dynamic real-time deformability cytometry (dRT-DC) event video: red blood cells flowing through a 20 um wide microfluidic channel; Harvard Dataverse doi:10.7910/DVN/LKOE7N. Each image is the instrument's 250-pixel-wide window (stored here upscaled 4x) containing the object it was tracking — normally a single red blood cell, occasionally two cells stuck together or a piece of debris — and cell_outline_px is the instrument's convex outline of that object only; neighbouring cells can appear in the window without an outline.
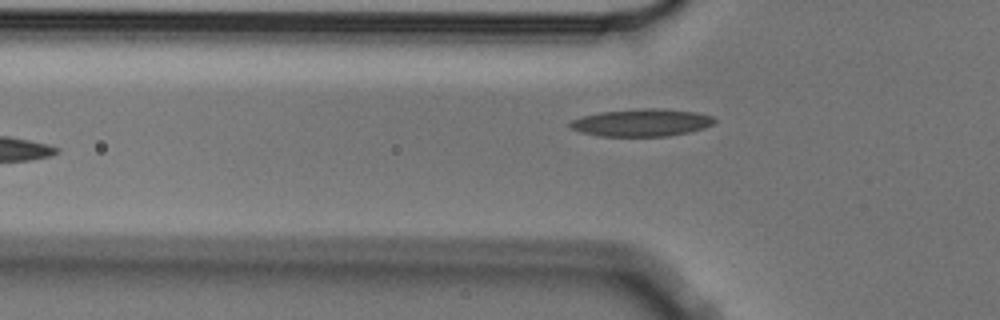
{"species": "Egyptian fruit bat (a non-hibernating species)", "species_latin": "Rousettus aegyptiacus", "temperature_condition": "cold", "stored_images_in_passage": 4, "camera_frame_rate_fps": 3000, "um_per_image_px": 0.085, "animal": {"sex": "male"}, "frame": {"image": 1, "passage_image": 4, "time_ms": 1.0, "image_size_px": [1000, 320], "cell_outline_px": [[716, 120], [712, 124], [704, 128], [688, 132], [668, 136], [600, 136], [580, 132], [568, 128], [568, 124], [572, 120], [580, 116], [600, 112], [640, 108], [664, 108], [700, 112], [712, 116]], "centroid_in_image_um": [54.52, 10.41], "position_along_channel_um": 71.3, "area_um2": 23.41}}